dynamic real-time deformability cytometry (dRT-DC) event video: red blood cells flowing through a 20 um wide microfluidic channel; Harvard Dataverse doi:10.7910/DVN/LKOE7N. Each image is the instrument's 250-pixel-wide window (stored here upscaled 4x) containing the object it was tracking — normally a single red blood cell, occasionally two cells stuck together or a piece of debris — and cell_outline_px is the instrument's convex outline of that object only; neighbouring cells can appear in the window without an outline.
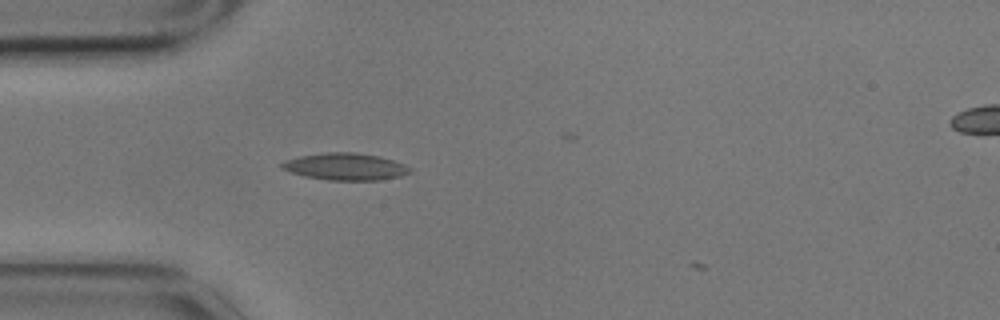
{"species": "common noctule bat (a hibernating species)", "species_latin": "Nyctalus noctula", "temperature_condition": "cold", "stored_images_in_passage": 2, "camera_frame_rate_fps": 3000, "um_per_image_px": 0.085, "animal": {"sex": "male", "body_mass_g": 17.9}, "frame": {"image": 1, "passage_image": 1, "time_ms": 0.0, "image_size_px": [1000, 320], "cell_outline_px": [[412, 172], [400, 176], [380, 180], [328, 180], [304, 176], [280, 168], [280, 164], [284, 160], [300, 156], [324, 152], [356, 152], [380, 156], [404, 164], [412, 168]], "centroid_in_image_um": [29.36, 14.16], "position_along_channel_um": 55.6, "area_um2": 20.29}}